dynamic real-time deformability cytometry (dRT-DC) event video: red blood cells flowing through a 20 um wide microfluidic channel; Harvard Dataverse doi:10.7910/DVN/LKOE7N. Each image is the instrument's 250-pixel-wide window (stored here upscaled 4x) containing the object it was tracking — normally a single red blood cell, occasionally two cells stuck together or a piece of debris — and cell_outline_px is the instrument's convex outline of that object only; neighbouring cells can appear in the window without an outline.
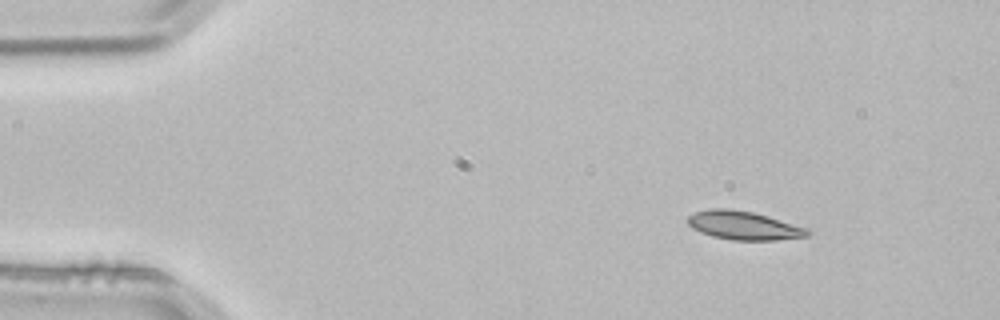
{"species": "common noctule bat (a hibernating species)", "species_latin": "Nyctalus noctula", "temperature_condition": "room temperature", "stored_images_in_passage": 3, "camera_frame_rate_fps": 3000, "um_per_image_px": 0.085, "animal": {"sex": "male", "body_mass_g": 21.5, "forearm_length_mm": 52.0}, "frame": {"image": 1, "passage_image": 1, "time_ms": 0.0, "image_size_px": [1000, 320], "cell_outline_px": [[812, 232], [808, 236], [776, 240], [732, 240], [712, 236], [700, 232], [692, 228], [688, 224], [688, 216], [696, 212], [708, 208], [728, 208], [752, 212], [768, 216], [808, 228]], "centroid_in_image_um": [63.22, 19.16], "position_along_channel_um": 21.8, "area_um2": 20.0}}
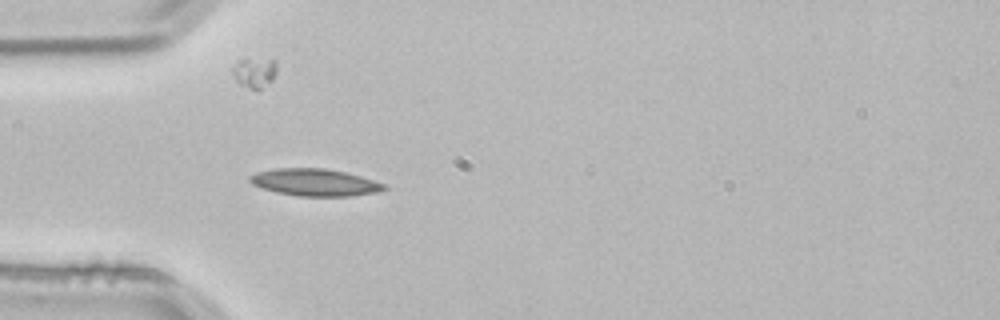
{"frame": {"image": 2, "passage_image": 3, "time_ms": 0.667, "image_size_px": [1000, 320], "cell_outline_px": [[388, 188], [380, 192], [352, 196], [296, 196], [276, 192], [252, 184], [248, 180], [248, 176], [256, 172], [276, 168], [324, 168], [344, 172], [360, 176], [384, 184]], "centroid_in_image_um": [26.75, 15.5], "position_along_channel_um": 58.3, "area_um2": 21.27}}